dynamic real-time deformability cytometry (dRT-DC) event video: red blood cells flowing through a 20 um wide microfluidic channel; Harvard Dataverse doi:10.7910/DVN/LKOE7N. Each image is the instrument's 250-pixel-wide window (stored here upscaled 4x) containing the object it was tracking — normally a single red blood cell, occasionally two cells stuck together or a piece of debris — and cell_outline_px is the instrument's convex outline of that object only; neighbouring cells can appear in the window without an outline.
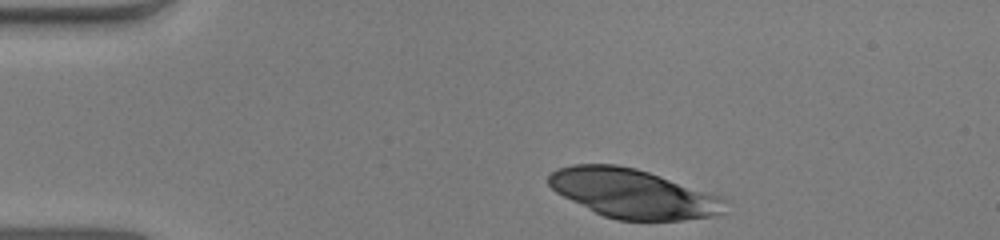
{"species": "human", "species_latin": "Homo sapiens", "temperature_condition": "warm", "stored_images_in_passage": 36, "camera_frame_rate_fps": 3000, "um_per_image_px": 0.085, "donor": {"sex": "male"}, "frame": {"image": 1, "passage_image": 1, "time_ms": 0.0, "image_size_px": [1000, 240], "cell_outline_px": [[728, 200], [724, 212], [712, 216], [684, 220], [616, 220], [604, 216], [556, 192], [548, 184], [548, 176], [556, 168], [572, 164], [616, 164], [636, 168], [724, 196]], "centroid_in_image_um": [53.86, 16.44], "position_along_channel_um": 31.1, "area_um2": 50.52}}